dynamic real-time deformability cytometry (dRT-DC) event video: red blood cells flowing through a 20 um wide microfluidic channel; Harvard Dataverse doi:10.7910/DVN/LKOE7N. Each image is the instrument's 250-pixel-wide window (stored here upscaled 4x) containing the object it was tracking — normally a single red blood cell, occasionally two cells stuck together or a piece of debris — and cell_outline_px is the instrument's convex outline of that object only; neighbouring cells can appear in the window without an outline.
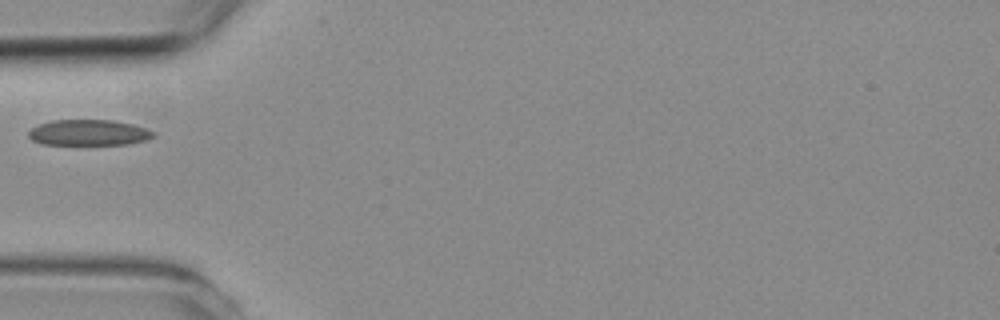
{"species": "common noctule bat (a hibernating species)", "species_latin": "Nyctalus noctula", "temperature_condition": "room temperature", "stored_images_in_passage": 4, "camera_frame_rate_fps": 3000, "um_per_image_px": 0.085, "animal": {"sex": "female", "body_mass_g": 19.3, "forearm_length_mm": 54.1}, "frame": {"image": 1, "passage_image": 4, "time_ms": 3.333, "image_size_px": [1000, 320], "cell_outline_px": [[156, 136], [148, 140], [128, 144], [40, 144], [32, 140], [28, 136], [28, 132], [32, 128], [40, 124], [52, 120], [112, 120], [132, 124], [156, 132]], "centroid_in_image_um": [7.56, 11.27], "position_along_channel_um": 77.4, "area_um2": 18.79}}